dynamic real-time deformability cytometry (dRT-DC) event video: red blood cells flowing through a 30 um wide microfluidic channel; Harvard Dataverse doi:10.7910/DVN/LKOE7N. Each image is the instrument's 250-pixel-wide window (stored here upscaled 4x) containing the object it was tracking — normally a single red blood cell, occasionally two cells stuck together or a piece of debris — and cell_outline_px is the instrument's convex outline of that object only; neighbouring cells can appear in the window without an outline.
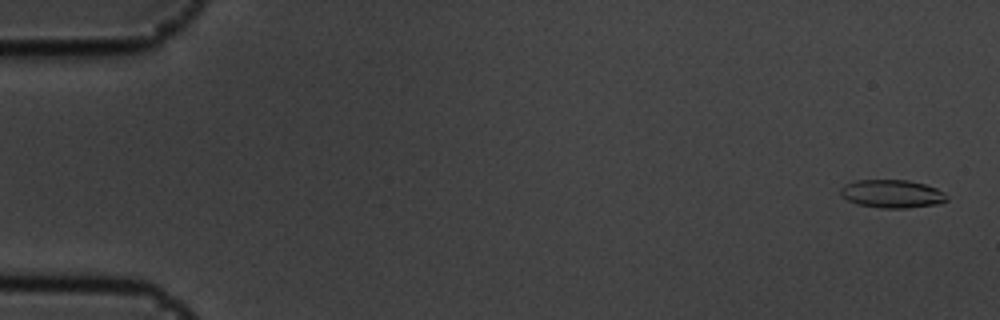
{"species": "common noctule bat (a hibernating species)", "species_latin": "Nyctalus noctula", "temperature_condition": "cold", "stored_images_in_passage": 55, "camera_frame_rate_fps": 3000, "um_per_image_px": 0.085, "animal": {"sex": "male", "body_mass_g": 19.5, "forearm_length_mm": 54.6}, "frame": {"image": 1, "passage_image": 2, "time_ms": 0.333, "image_size_px": [1000, 320], "cell_outline_px": [[948, 200], [936, 204], [908, 208], [880, 208], [856, 204], [840, 196], [840, 188], [844, 184], [856, 180], [908, 180], [924, 184], [936, 188], [944, 192], [948, 196]], "centroid_in_image_um": [75.8, 16.47], "position_along_channel_um": 9.2, "area_um2": 17.57}}
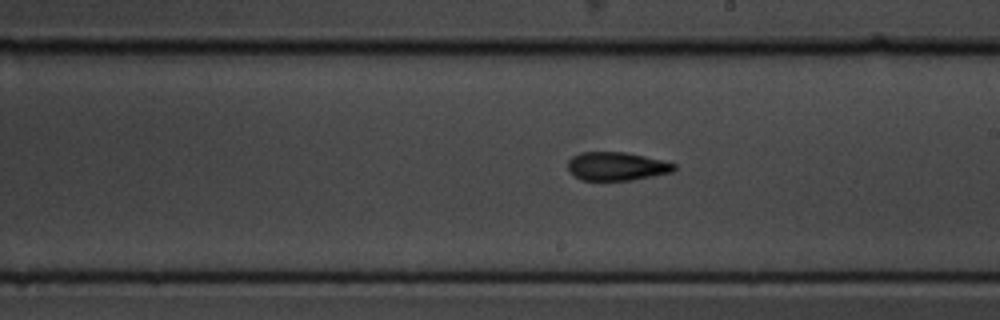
{"frame": {"image": 2, "passage_image": 32, "time_ms": 10.333, "image_size_px": [1000, 320], "cell_outline_px": [[676, 168], [672, 172], [632, 180], [580, 180], [568, 168], [568, 160], [572, 156], [580, 152], [624, 152], [644, 156], [676, 164]], "centroid_in_image_um": [52.4, 14.13], "position_along_channel_um": 236.6, "area_um2": 17.46}}
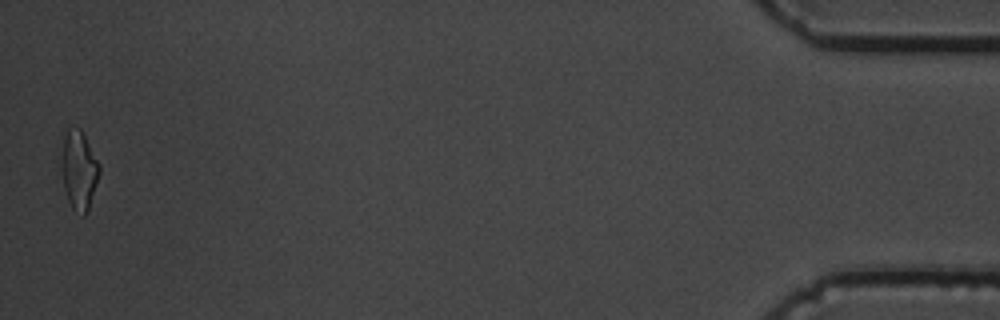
{"frame": {"image": 3, "passage_image": 55, "time_ms": 18.0, "image_size_px": [1000, 320], "cell_outline_px": [[100, 172], [88, 212], [84, 216], [80, 216], [72, 208], [68, 200], [64, 188], [64, 136], [68, 128], [80, 128], [100, 164]], "centroid_in_image_um": [6.77, 14.53], "position_along_channel_um": 428.4, "area_um2": 16.82}, "authors_computed_cell_mechanics": {"area_um2": 17.4556, "velocity_mm_per_s": 3.6633, "shape_relaxation_time_tau1_ms": 5.1682, "shape_relaxation_time_tau2_ms": 2.5072, "deformation_change_tau1": 0.1705, "deformation_change_tau2": 0.0912}}